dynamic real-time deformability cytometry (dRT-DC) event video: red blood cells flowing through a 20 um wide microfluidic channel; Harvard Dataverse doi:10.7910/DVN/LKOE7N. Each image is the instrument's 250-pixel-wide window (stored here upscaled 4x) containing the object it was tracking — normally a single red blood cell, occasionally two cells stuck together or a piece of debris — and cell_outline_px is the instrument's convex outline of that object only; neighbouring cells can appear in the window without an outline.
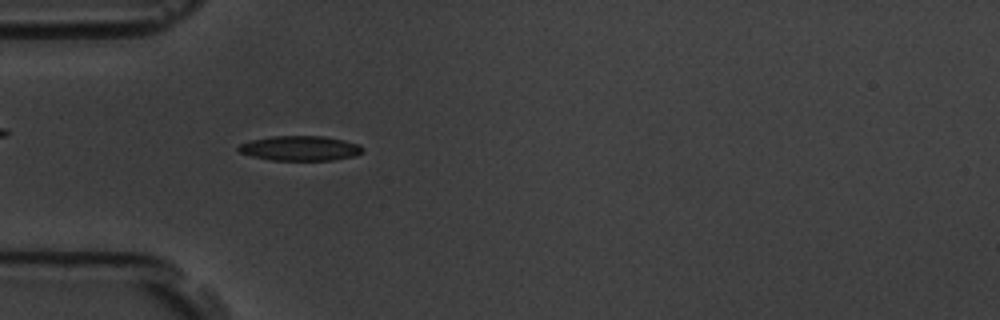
{"species": "common noctule bat (a hibernating species)", "species_latin": "Nyctalus noctula", "temperature_condition": "room temperature", "stored_images_in_passage": 57, "camera_frame_rate_fps": 3000, "um_per_image_px": 0.085, "animal": {"sex": "male", "body_mass_g": 19.5, "forearm_length_mm": 54.6}, "frame": {"image": 1, "passage_image": 17, "time_ms": 5.333, "image_size_px": [1000, 320], "cell_outline_px": [[364, 148], [356, 156], [332, 160], [272, 160], [252, 156], [240, 152], [236, 148], [240, 144], [248, 140], [272, 136], [324, 136], [344, 140], [360, 144]], "centroid_in_image_um": [25.5, 12.59], "position_along_channel_um": 59.5, "area_um2": 18.03}}
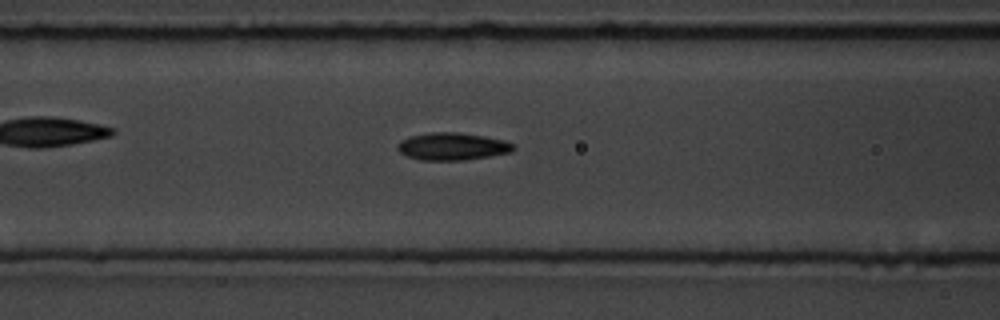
{"frame": {"image": 2, "passage_image": 23, "time_ms": 7.333, "image_size_px": [1000, 320], "cell_outline_px": [[516, 148], [512, 152], [464, 160], [420, 160], [408, 156], [400, 152], [396, 148], [396, 144], [400, 140], [412, 136], [432, 132], [456, 132], [484, 136], [504, 140], [512, 144]], "centroid_in_image_um": [38.43, 12.44], "position_along_channel_um": 128.2, "area_um2": 18.44}}
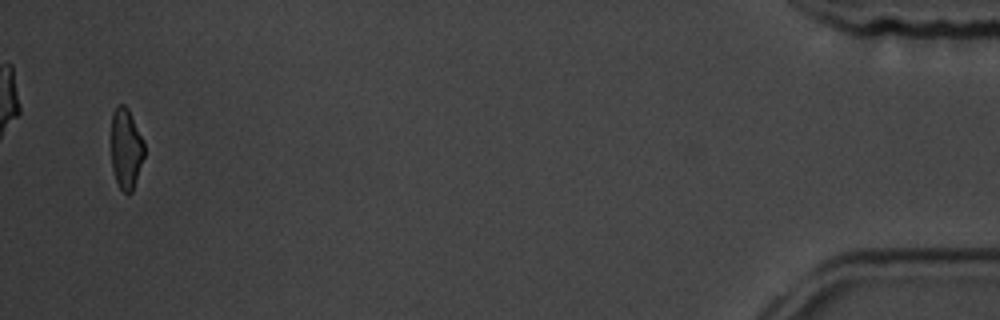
{"frame": {"image": 3, "passage_image": 55, "time_ms": 18.0, "image_size_px": [1000, 320], "cell_outline_px": [[144, 156], [132, 192], [128, 196], [120, 188], [116, 180], [112, 168], [112, 112], [116, 104], [124, 104], [128, 108], [144, 140]], "centroid_in_image_um": [10.72, 12.62], "position_along_channel_um": 424.5, "area_um2": 15.61}, "authors_computed_cell_mechanics": {"area_um2": 17.34, "velocity_mm_per_s": 3.5889, "shape_relaxation_time_tau1_ms": 3.513, "shape_relaxation_time_tau2_ms": 1.7507, "deformation_change_tau1": 0.1323, "deformation_change_tau2": 0.0753}}